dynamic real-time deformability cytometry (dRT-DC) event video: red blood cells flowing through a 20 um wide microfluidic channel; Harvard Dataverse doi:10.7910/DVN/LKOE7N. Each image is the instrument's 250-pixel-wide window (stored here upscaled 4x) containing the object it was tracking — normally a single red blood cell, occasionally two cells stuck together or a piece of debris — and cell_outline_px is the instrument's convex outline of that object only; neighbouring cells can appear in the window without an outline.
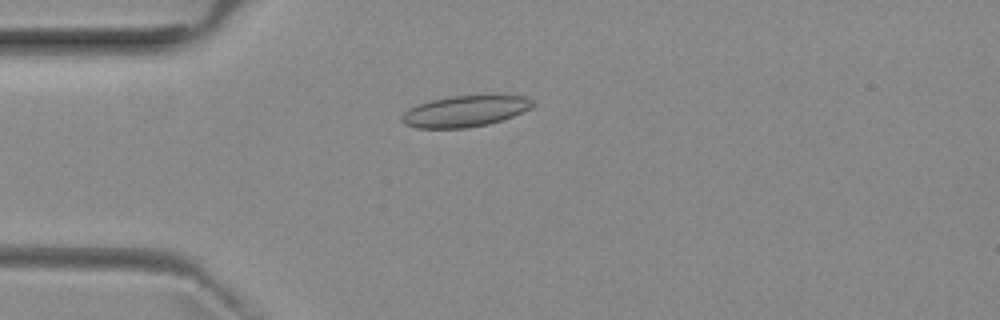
{"species": "common noctule bat (a hibernating species)", "species_latin": "Nyctalus noctula", "temperature_condition": "room temperature", "stored_images_in_passage": 52, "camera_frame_rate_fps": 3000, "um_per_image_px": 0.085, "animal": {"sex": "female", "body_mass_g": 29.2, "forearm_length_mm": 56.3}, "frame": {"image": 1, "passage_image": 14, "time_ms": 4.333, "image_size_px": [1000, 320], "cell_outline_px": [[536, 104], [532, 108], [512, 116], [488, 124], [468, 128], [416, 128], [404, 124], [400, 120], [400, 116], [408, 108], [416, 104], [432, 100], [452, 96], [524, 96], [536, 100]], "centroid_in_image_um": [39.5, 9.46], "position_along_channel_um": 45.5, "area_um2": 23.81}}
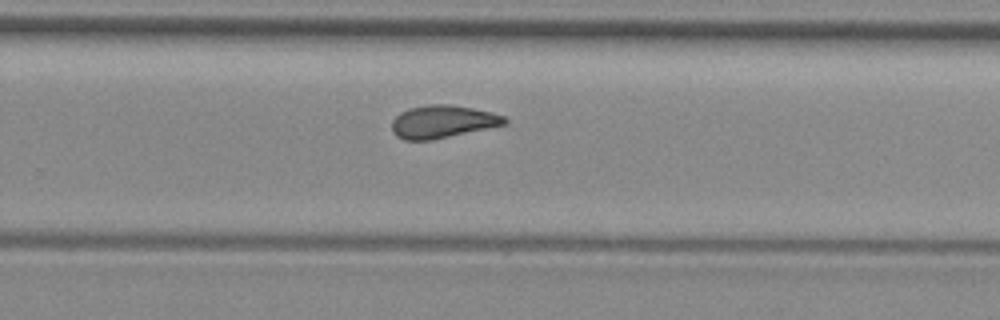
{"frame": {"image": 2, "passage_image": 34, "time_ms": 11.0, "image_size_px": [1000, 320], "cell_outline_px": [[508, 124], [432, 140], [404, 140], [396, 136], [392, 132], [392, 120], [400, 112], [408, 108], [428, 104], [452, 104], [492, 112], [504, 116], [508, 120]], "centroid_in_image_um": [37.62, 10.34], "position_along_channel_um": 292.2, "area_um2": 21.73}}
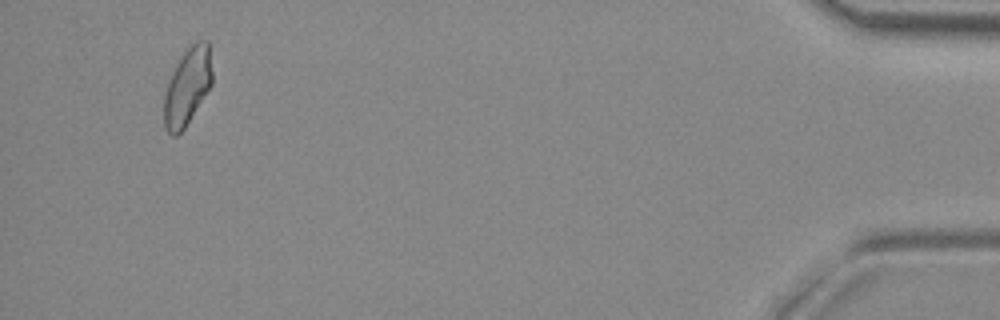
{"frame": {"image": 3, "passage_image": 50, "time_ms": 16.333, "image_size_px": [1000, 320], "cell_outline_px": [[212, 84], [184, 128], [176, 136], [172, 136], [164, 128], [164, 96], [168, 80], [180, 56], [196, 40], [208, 40], [212, 72]], "centroid_in_image_um": [15.92, 7.34], "position_along_channel_um": 419.3, "area_um2": 21.56}, "authors_computed_cell_mechanics": {"area_um2": 21.7906, "velocity_mm_per_s": 3.9539, "shape_relaxation_time_tau1_ms": null, "shape_relaxation_time_tau2_ms": 1.9632, "deformation_change_tau1": null, "deformation_change_tau2": 0.0827}}